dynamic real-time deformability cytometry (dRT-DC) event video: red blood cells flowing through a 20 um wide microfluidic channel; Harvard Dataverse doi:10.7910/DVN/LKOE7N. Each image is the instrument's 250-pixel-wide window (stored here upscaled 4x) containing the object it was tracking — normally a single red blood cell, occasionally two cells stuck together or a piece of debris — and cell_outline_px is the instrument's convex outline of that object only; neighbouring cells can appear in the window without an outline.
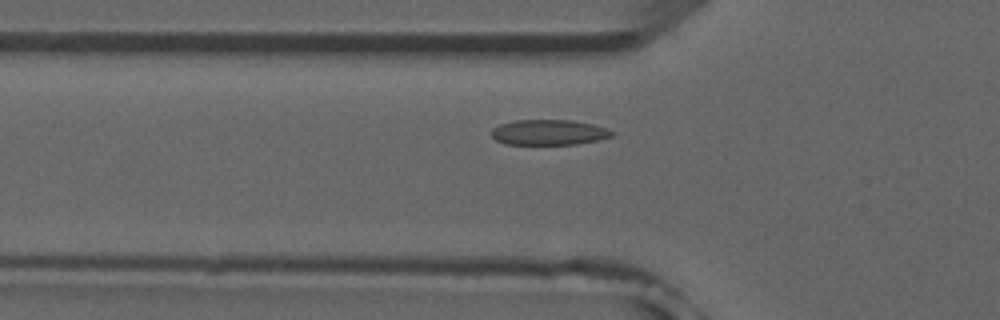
{"species": "common noctule bat (a hibernating species)", "species_latin": "Nyctalus noctula", "temperature_condition": "room temperature", "stored_images_in_passage": 38, "camera_frame_rate_fps": 3000, "um_per_image_px": 0.085, "animal": {"sex": "male", "forearm_length_mm": 52.5}, "frame": {"image": 1, "passage_image": 8, "time_ms": 2.333, "image_size_px": [1000, 320], "cell_outline_px": [[616, 132], [612, 136], [600, 140], [576, 144], [504, 144], [496, 140], [492, 136], [492, 128], [500, 124], [516, 120], [568, 120], [592, 124]], "centroid_in_image_um": [46.65, 11.25], "position_along_channel_um": 79.2, "area_um2": 17.74}}
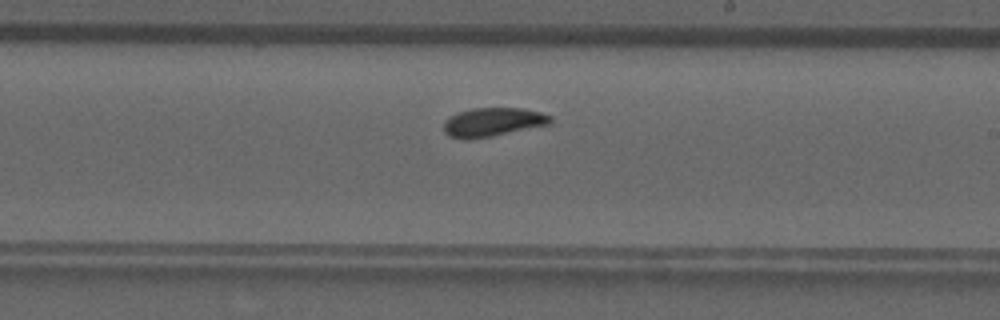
{"frame": {"image": 2, "passage_image": 21, "time_ms": 6.667, "image_size_px": [1000, 320], "cell_outline_px": [[552, 120], [548, 124], [468, 140], [460, 140], [448, 136], [444, 132], [444, 120], [460, 112], [472, 108], [524, 108], [540, 112], [552, 116]], "centroid_in_image_um": [41.84, 10.37], "position_along_channel_um": 247.2, "area_um2": 17.63}}
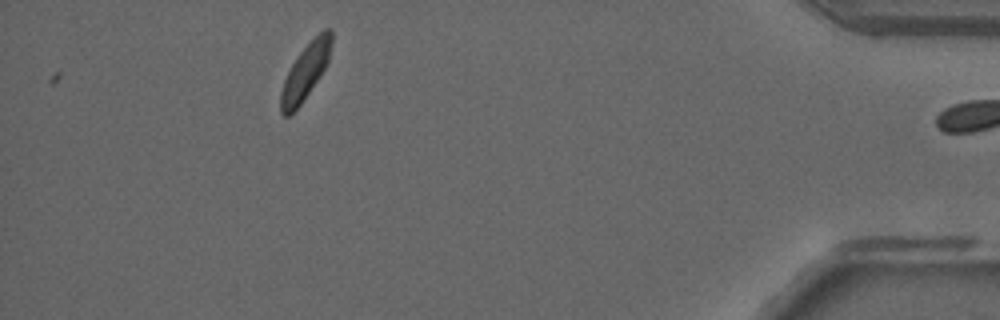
{"frame": {"image": 3, "passage_image": 38, "time_ms": 12.333, "image_size_px": [1000, 320], "cell_outline_px": [[332, 44], [328, 60], [320, 76], [300, 104], [288, 116], [284, 116], [280, 112], [280, 92], [284, 80], [296, 56], [324, 28], [328, 28], [332, 32]], "centroid_in_image_um": [25.95, 6.09], "position_along_channel_um": 409.3, "area_um2": 16.07}, "authors_computed_cell_mechanics": {"area_um2": 17.6579, "velocity_mm_per_s": 3.878, "shape_relaxation_time_tau1_ms": 8.0911, "shape_relaxation_time_tau2_ms": 1.4711, "deformation_change_tau1": 0.1448, "deformation_change_tau2": 0.0447}}